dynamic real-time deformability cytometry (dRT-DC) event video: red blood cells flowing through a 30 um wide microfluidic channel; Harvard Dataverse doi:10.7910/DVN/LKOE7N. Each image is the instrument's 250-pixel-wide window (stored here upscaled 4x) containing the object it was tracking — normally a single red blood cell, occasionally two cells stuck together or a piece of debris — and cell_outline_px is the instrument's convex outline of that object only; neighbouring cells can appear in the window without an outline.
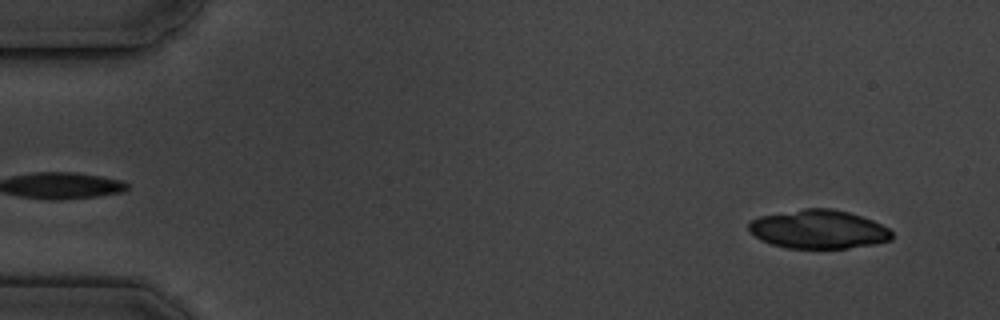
{"species": "common noctule bat (a hibernating species)", "species_latin": "Nyctalus noctula", "temperature_condition": "cold", "stored_images_in_passage": 7, "camera_frame_rate_fps": 3000, "um_per_image_px": 0.085, "animal": {"sex": "male", "body_mass_g": 19.5, "forearm_length_mm": 54.6}, "frame": {"image": 1, "passage_image": 1, "time_ms": 0.0, "image_size_px": [1000, 320], "cell_outline_px": [[892, 240], [872, 244], [848, 248], [788, 248], [772, 244], [760, 240], [748, 228], [748, 224], [752, 220], [760, 216], [804, 208], [832, 208], [848, 212], [872, 220], [888, 228], [892, 232]], "centroid_in_image_um": [69.57, 19.49], "position_along_channel_um": 15.4, "area_um2": 32.08}}